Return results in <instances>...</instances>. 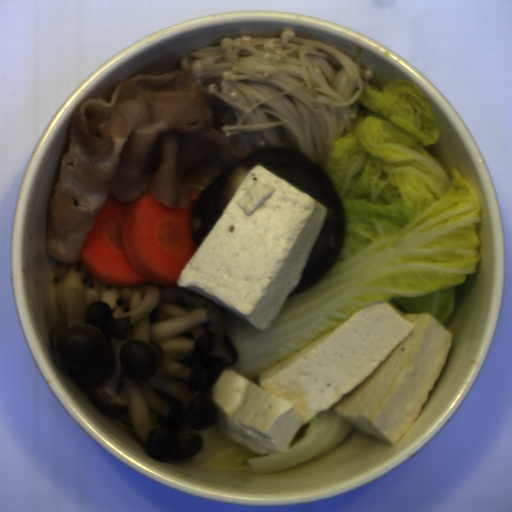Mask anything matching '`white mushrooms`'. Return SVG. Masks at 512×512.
Segmentation results:
<instances>
[{"label": "white mushrooms", "mask_w": 512, "mask_h": 512, "mask_svg": "<svg viewBox=\"0 0 512 512\" xmlns=\"http://www.w3.org/2000/svg\"><path fill=\"white\" fill-rule=\"evenodd\" d=\"M52 282L54 364L96 410L132 428L153 461L200 452L195 431L220 417L211 389L237 361L221 306L178 284L110 285L80 260L60 262Z\"/></svg>", "instance_id": "1e6be865"}]
</instances>
